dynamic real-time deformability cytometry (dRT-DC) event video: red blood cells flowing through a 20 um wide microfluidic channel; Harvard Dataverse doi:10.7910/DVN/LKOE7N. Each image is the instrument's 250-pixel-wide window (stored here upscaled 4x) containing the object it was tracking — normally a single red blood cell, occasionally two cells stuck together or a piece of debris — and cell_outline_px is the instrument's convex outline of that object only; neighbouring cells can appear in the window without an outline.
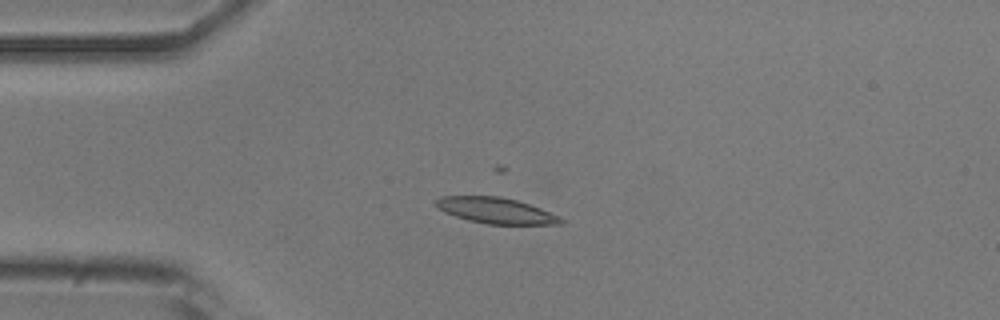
{"species": "common noctule bat (a hibernating species)", "species_latin": "Nyctalus noctula", "temperature_condition": "room temperature", "stored_images_in_passage": 50, "camera_frame_rate_fps": 3000, "um_per_image_px": 0.085, "animal": {"sex": "male", "body_mass_g": 20.5, "forearm_length_mm": 52.5}, "frame": {"image": 1, "passage_image": 10, "time_ms": 3.0, "image_size_px": [1000, 320], "cell_outline_px": [[568, 220], [564, 224], [484, 224], [468, 220], [444, 212], [436, 204], [436, 200], [440, 196], [500, 196], [516, 200], [540, 208], [560, 216]], "centroid_in_image_um": [42.21, 17.9], "position_along_channel_um": 42.8, "area_um2": 18.84}}
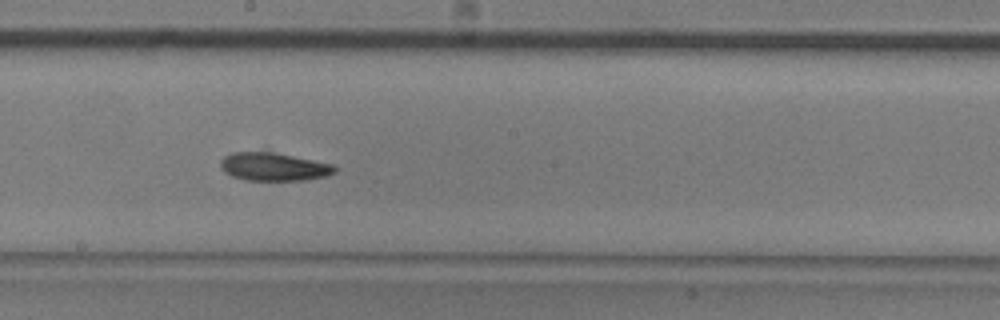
{"frame": {"image": 2, "passage_image": 26, "time_ms": 8.333, "image_size_px": [1000, 320], "cell_outline_px": [[336, 172], [328, 176], [304, 180], [244, 180], [232, 176], [224, 172], [220, 168], [220, 160], [224, 156], [232, 152], [272, 152], [332, 164], [336, 168]], "centroid_in_image_um": [23.23, 14.18], "position_along_channel_um": 225.0, "area_um2": 18.67}}
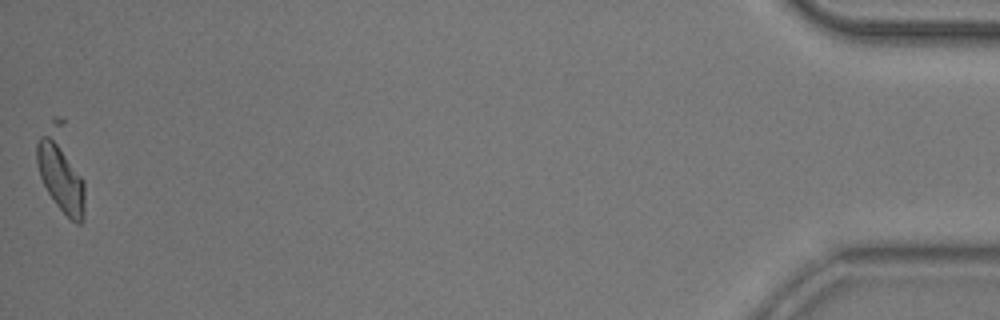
{"frame": {"image": 3, "passage_image": 50, "time_ms": 16.333, "image_size_px": [1000, 320], "cell_outline_px": [[84, 220], [80, 224], [76, 224], [56, 204], [48, 192], [40, 176], [36, 160], [36, 144], [40, 136], [52, 116], [60, 116], [64, 120], [84, 180]], "centroid_in_image_um": [5.19, 14.38], "position_along_channel_um": 430.0, "area_um2": 23.99}}